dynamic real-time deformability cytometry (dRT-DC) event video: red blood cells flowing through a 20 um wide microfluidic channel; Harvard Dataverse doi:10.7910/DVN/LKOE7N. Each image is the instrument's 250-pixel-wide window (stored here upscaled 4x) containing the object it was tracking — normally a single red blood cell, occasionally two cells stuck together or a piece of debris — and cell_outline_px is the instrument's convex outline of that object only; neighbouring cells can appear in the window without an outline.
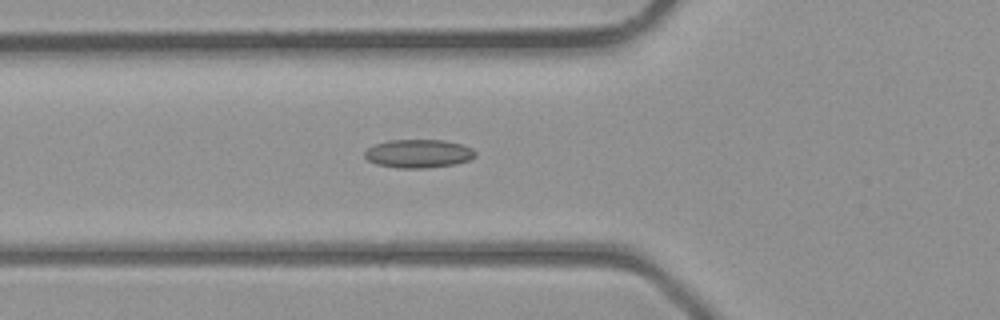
{"species": "common noctule bat (a hibernating species)", "species_latin": "Nyctalus noctula", "temperature_condition": "room temperature", "stored_images_in_passage": 29, "camera_frame_rate_fps": 3000, "um_per_image_px": 0.085, "animal": {"sex": "male", "body_mass_g": 23.1, "forearm_length_mm": 52.7}, "frame": {"image": 1, "passage_image": 7, "time_ms": 2.0, "image_size_px": [1000, 320], "cell_outline_px": [[476, 156], [468, 160], [456, 164], [424, 168], [400, 168], [376, 164], [368, 160], [364, 156], [364, 152], [372, 144], [388, 140], [444, 140], [460, 144], [472, 148], [476, 152]], "centroid_in_image_um": [35.55, 13.05], "position_along_channel_um": 90.3, "area_um2": 18.38}}
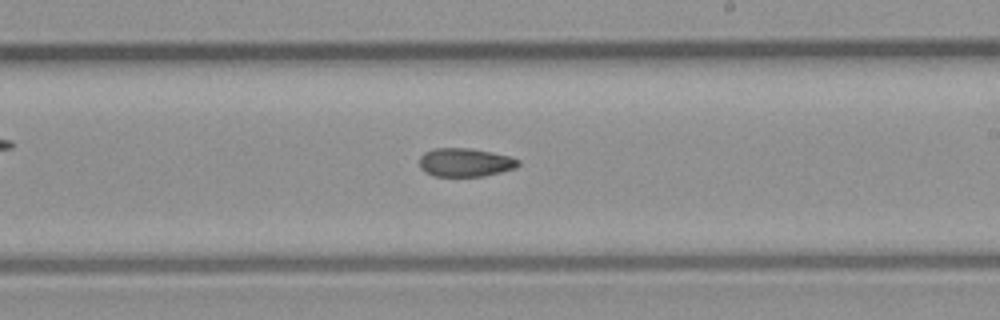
{"frame": {"image": 2, "passage_image": 16, "time_ms": 5.0, "image_size_px": [1000, 320], "cell_outline_px": [[520, 164], [516, 168], [484, 176], [432, 176], [424, 172], [420, 168], [420, 156], [424, 152], [432, 148], [468, 148], [492, 152], [508, 156], [520, 160]], "centroid_in_image_um": [39.51, 13.8], "position_along_channel_um": 249.5, "area_um2": 16.53}}
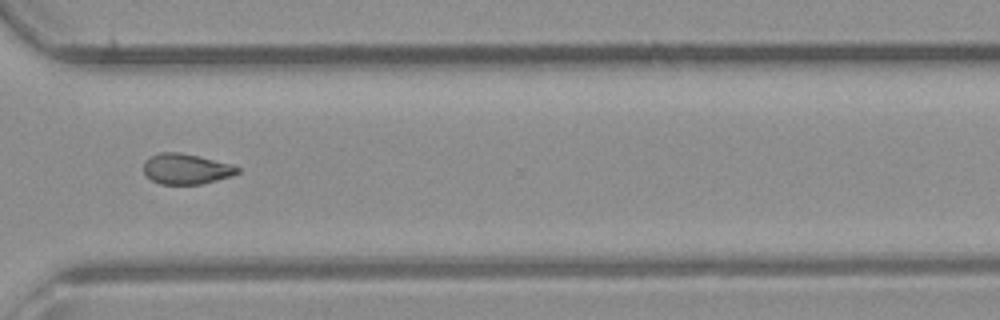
{"frame": {"image": 3, "passage_image": 22, "time_ms": 7.0, "image_size_px": [1000, 320], "cell_outline_px": [[240, 172], [232, 176], [200, 184], [160, 184], [152, 180], [144, 172], [144, 160], [148, 156], [160, 152], [180, 152], [200, 156], [232, 164], [240, 168]], "centroid_in_image_um": [15.82, 14.34], "position_along_channel_um": 354.8, "area_um2": 16.82}}